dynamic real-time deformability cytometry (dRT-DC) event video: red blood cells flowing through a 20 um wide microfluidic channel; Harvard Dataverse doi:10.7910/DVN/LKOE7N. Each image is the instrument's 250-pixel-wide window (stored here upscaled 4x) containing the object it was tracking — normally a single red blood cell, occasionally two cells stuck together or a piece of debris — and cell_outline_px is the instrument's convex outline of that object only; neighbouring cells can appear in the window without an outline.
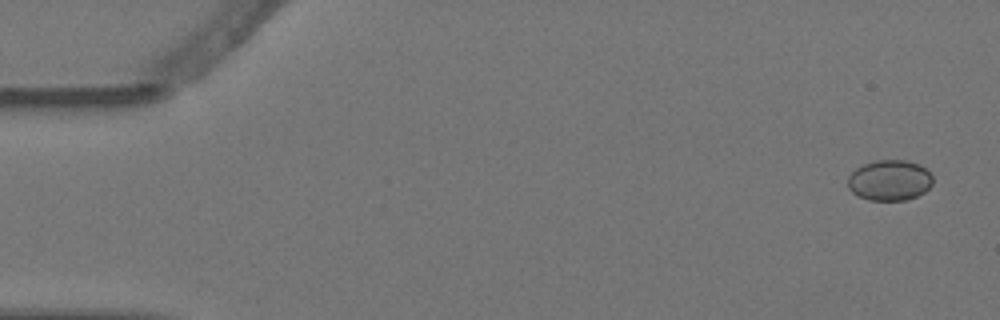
{"species": "Egyptian fruit bat (a non-hibernating species)", "species_latin": "Rousettus aegyptiacus", "temperature_condition": "warm", "stored_images_in_passage": 6, "camera_frame_rate_fps": 3000, "um_per_image_px": 0.085, "animal": {"sex": "female"}, "frame": {"image": 1, "passage_image": 1, "time_ms": 0.0, "image_size_px": [1000, 320], "cell_outline_px": [[932, 184], [924, 192], [916, 196], [904, 200], [868, 200], [852, 192], [848, 188], [848, 176], [856, 168], [864, 164], [876, 160], [904, 160], [920, 164], [932, 176]], "centroid_in_image_um": [75.6, 15.32], "position_along_channel_um": 9.4, "area_um2": 20.0}}
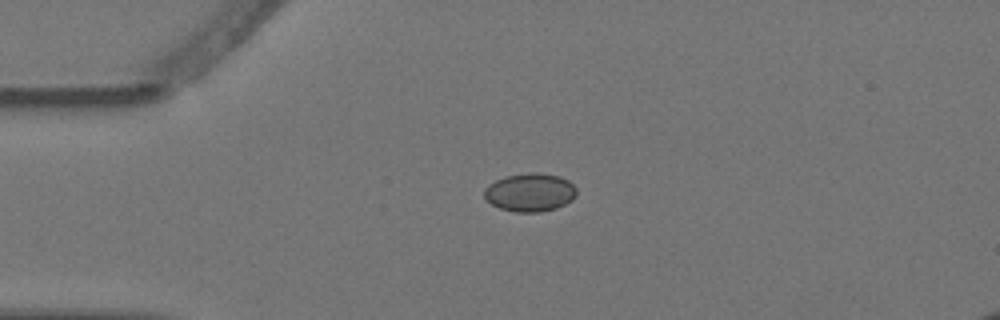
{"frame": {"image": 2, "passage_image": 4, "time_ms": 1.0, "image_size_px": [1000, 320], "cell_outline_px": [[576, 196], [572, 200], [556, 208], [540, 212], [516, 212], [500, 208], [492, 204], [484, 196], [484, 188], [488, 184], [504, 176], [528, 172], [536, 172], [560, 176], [568, 180], [576, 188]], "centroid_in_image_um": [45.05, 16.34], "position_along_channel_um": 40.0, "area_um2": 20.69}}